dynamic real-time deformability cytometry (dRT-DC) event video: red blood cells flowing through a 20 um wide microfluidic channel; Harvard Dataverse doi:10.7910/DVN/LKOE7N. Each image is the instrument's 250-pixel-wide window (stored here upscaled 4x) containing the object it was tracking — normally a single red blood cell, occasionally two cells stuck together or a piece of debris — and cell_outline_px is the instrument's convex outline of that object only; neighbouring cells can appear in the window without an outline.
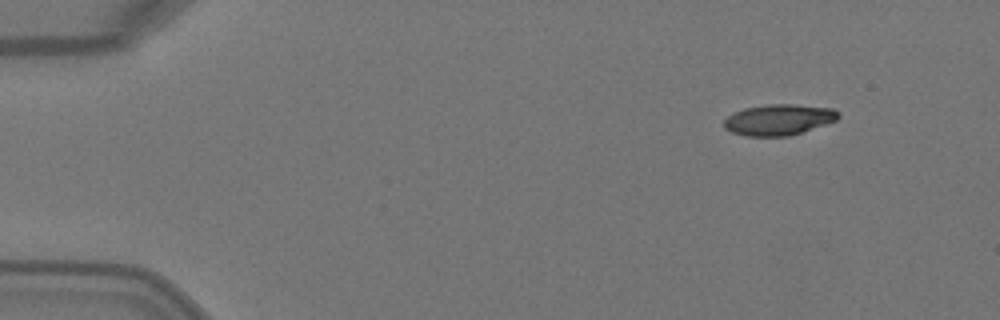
{"species": "Egyptian fruit bat (a non-hibernating species)", "species_latin": "Rousettus aegyptiacus", "temperature_condition": "warm", "stored_images_in_passage": 2, "camera_frame_rate_fps": 3000, "um_per_image_px": 0.085, "animal": {"sex": "female"}, "frame": {"image": 1, "passage_image": 2, "time_ms": 0.333, "image_size_px": [1000, 320], "cell_outline_px": [[840, 116], [836, 120], [788, 136], [748, 136], [732, 132], [724, 128], [724, 120], [732, 112], [744, 108], [768, 104], [792, 104], [832, 108], [840, 112]], "centroid_in_image_um": [66.16, 10.16], "position_along_channel_um": 18.8, "area_um2": 20.46}}